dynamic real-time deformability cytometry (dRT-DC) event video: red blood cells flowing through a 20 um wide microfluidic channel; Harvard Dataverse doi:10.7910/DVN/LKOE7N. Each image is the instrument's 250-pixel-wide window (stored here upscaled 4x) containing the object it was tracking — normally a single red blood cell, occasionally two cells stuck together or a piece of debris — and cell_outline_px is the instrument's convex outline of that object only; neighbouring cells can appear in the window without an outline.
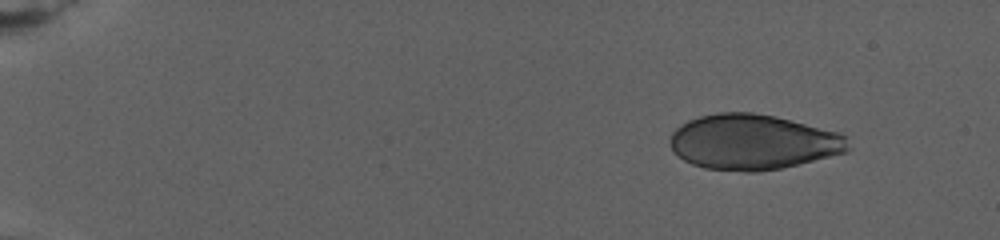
{"species": "human", "species_latin": "Homo sapiens", "temperature_condition": "warm", "stored_images_in_passage": 38, "camera_frame_rate_fps": 3000, "um_per_image_px": 0.085, "donor": {"sex": "female"}, "frame": {"image": 1, "passage_image": 1, "time_ms": 0.0, "image_size_px": [1000, 240], "cell_outline_px": [[852, 148], [844, 152], [780, 168], [756, 172], [744, 172], [704, 168], [692, 164], [684, 160], [668, 144], [668, 140], [672, 132], [680, 124], [688, 120], [700, 116], [716, 112], [752, 112], [772, 116], [840, 132], [844, 136]], "centroid_in_image_um": [63.95, 12.07], "position_along_channel_um": 21.1, "area_um2": 57.11}}
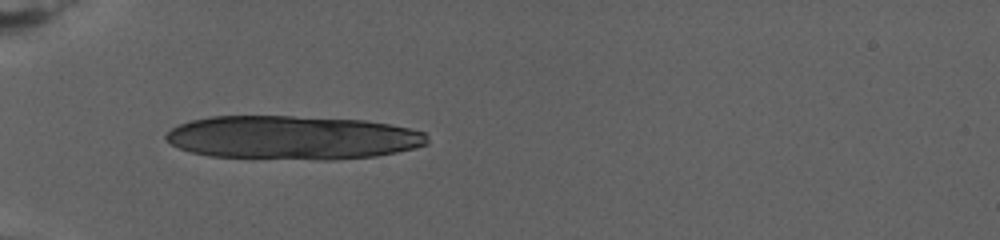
{"frame": {"image": 2, "passage_image": 37, "time_ms": 6.0, "image_size_px": [1000, 240], "cell_outline_px": [[428, 144], [396, 152], [376, 156], [328, 160], [320, 160], [208, 156], [192, 152], [180, 148], [172, 144], [164, 136], [172, 128], [188, 120], [208, 116], [292, 116], [364, 120], [412, 128], [424, 132], [428, 136]], "centroid_in_image_um": [24.87, 11.69], "position_along_channel_um": 60.1, "area_um2": 66.76}}